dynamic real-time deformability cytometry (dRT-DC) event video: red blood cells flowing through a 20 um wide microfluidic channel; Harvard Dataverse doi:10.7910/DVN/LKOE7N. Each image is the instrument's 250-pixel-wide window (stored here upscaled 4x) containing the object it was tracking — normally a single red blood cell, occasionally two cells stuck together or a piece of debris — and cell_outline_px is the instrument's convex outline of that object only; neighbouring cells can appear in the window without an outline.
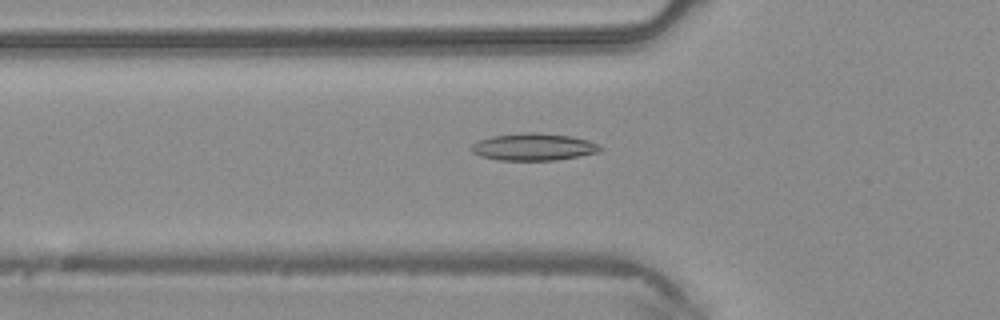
{"species": "common noctule bat (a hibernating species)", "species_latin": "Nyctalus noctula", "temperature_condition": "warm", "stored_images_in_passage": 28, "camera_frame_rate_fps": 3000, "um_per_image_px": 0.085, "animal": {"sex": "male", "body_mass_g": 20.4}, "frame": {"image": 1, "passage_image": 2, "time_ms": 0.333, "image_size_px": [1000, 320], "cell_outline_px": [[604, 148], [600, 152], [580, 156], [556, 160], [500, 160], [480, 156], [472, 152], [472, 144], [480, 140], [492, 136], [524, 132], [536, 132], [572, 136], [588, 140]], "centroid_in_image_um": [45.38, 12.48], "position_along_channel_um": 80.4, "area_um2": 20.4}}
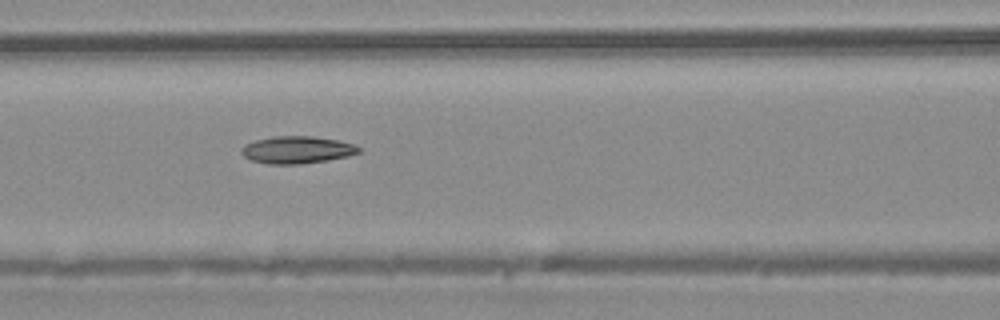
{"frame": {"image": 2, "passage_image": 6, "time_ms": 1.667, "image_size_px": [1000, 320], "cell_outline_px": [[360, 152], [348, 156], [328, 160], [300, 164], [268, 164], [252, 160], [244, 156], [240, 152], [240, 148], [244, 144], [256, 140], [272, 136], [312, 136], [340, 140], [352, 144], [360, 148]], "centroid_in_image_um": [25.22, 12.73], "position_along_channel_um": 141.4, "area_um2": 18.73}}
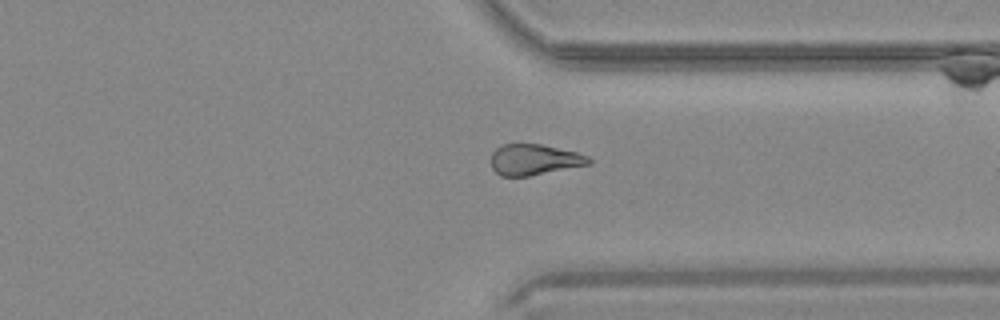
{"frame": {"image": 3, "passage_image": 21, "time_ms": 6.667, "image_size_px": [1000, 320], "cell_outline_px": [[592, 164], [528, 176], [500, 176], [492, 168], [492, 152], [496, 148], [504, 144], [540, 144], [576, 152], [588, 156], [592, 160]], "centroid_in_image_um": [45.43, 13.57], "position_along_channel_um": 366.0, "area_um2": 17.51}}